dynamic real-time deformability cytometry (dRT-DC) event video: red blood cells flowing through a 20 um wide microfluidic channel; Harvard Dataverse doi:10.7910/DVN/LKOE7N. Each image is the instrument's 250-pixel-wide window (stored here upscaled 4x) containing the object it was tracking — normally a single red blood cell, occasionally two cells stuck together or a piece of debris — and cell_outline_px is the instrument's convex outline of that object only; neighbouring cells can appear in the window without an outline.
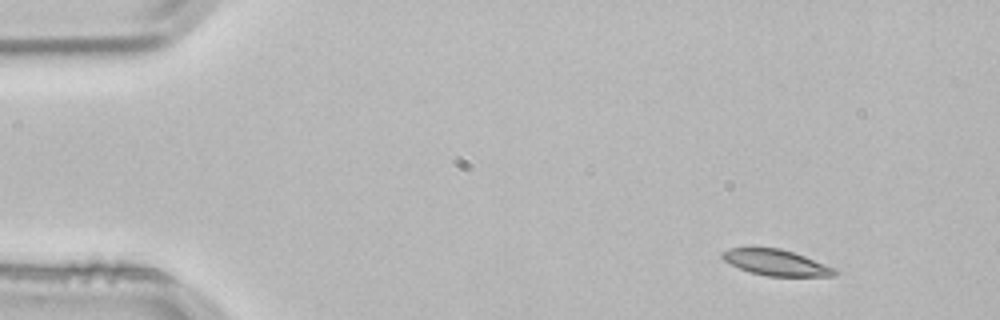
{"species": "common noctule bat (a hibernating species)", "species_latin": "Nyctalus noctula", "temperature_condition": "room temperature", "stored_images_in_passage": 3, "camera_frame_rate_fps": 3000, "um_per_image_px": 0.085, "animal": {"sex": "male", "body_mass_g": 21.5, "forearm_length_mm": 52.0}, "frame": {"image": 1, "passage_image": 1, "time_ms": 0.0, "image_size_px": [1000, 320], "cell_outline_px": [[836, 276], [768, 276], [752, 272], [740, 268], [724, 260], [720, 256], [720, 252], [728, 248], [780, 248], [804, 256], [836, 268]], "centroid_in_image_um": [65.96, 22.31], "position_along_channel_um": 19.0, "area_um2": 16.76}}
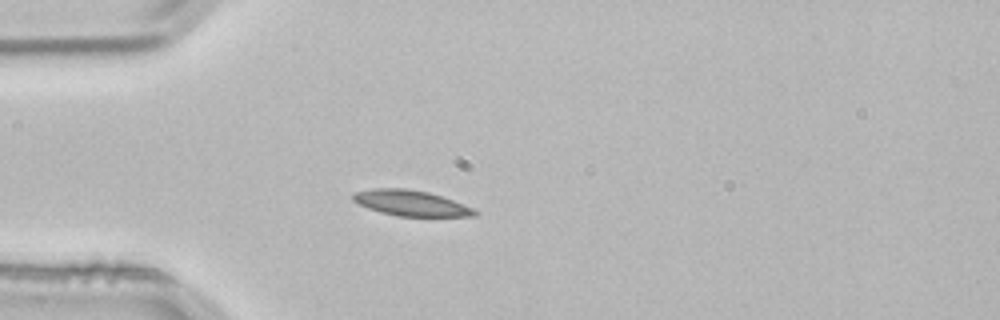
{"frame": {"image": 2, "passage_image": 3, "time_ms": 0.667, "image_size_px": [1000, 320], "cell_outline_px": [[480, 212], [476, 216], [396, 216], [380, 212], [356, 204], [352, 200], [352, 196], [356, 192], [372, 188], [404, 188], [428, 192], [452, 200], [472, 208]], "centroid_in_image_um": [34.89, 17.26], "position_along_channel_um": 50.1, "area_um2": 18.09}}